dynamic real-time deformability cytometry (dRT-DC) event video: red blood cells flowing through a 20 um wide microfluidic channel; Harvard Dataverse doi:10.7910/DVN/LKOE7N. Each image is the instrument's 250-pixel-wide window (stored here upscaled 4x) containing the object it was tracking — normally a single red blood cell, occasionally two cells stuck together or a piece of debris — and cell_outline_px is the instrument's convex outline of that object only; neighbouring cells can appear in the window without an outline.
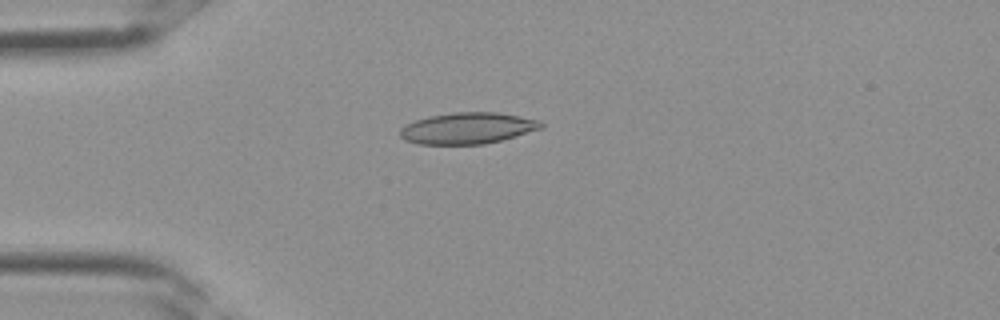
{"species": "Egyptian fruit bat (a non-hibernating species)", "species_latin": "Rousettus aegyptiacus", "temperature_condition": "room temperature", "stored_images_in_passage": 1, "camera_frame_rate_fps": 3000, "um_per_image_px": 0.085, "frame": {"image": 1, "passage_image": 1, "time_ms": 0.0, "image_size_px": [1000, 320], "cell_outline_px": [[544, 128], [516, 136], [484, 144], [420, 144], [404, 140], [400, 136], [400, 128], [416, 120], [428, 116], [452, 112], [496, 112], [540, 120], [544, 124]], "centroid_in_image_um": [39.76, 10.89], "position_along_channel_um": 45.2, "area_um2": 25.72}}